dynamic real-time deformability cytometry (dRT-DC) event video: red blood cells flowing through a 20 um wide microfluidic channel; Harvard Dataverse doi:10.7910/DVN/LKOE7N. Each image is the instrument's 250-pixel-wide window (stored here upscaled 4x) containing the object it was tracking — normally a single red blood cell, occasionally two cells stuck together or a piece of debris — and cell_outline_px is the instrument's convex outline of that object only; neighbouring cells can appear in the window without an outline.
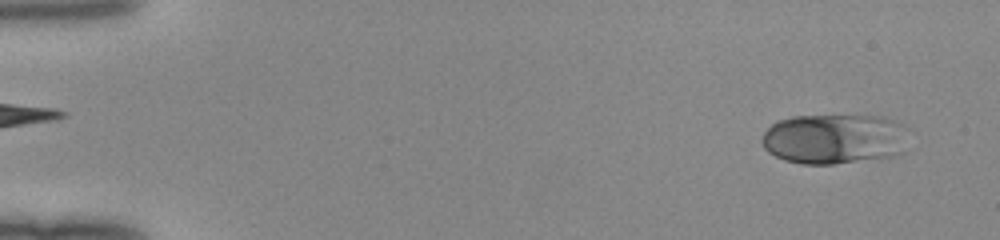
{"species": "human", "species_latin": "Homo sapiens", "temperature_condition": "room temperature", "stored_images_in_passage": 49, "camera_frame_rate_fps": 3000, "um_per_image_px": 0.085, "donor": {"sex": "female"}, "frame": {"image": 1, "passage_image": 3, "time_ms": 0.667, "image_size_px": [1000, 240], "cell_outline_px": [[908, 128], [904, 152], [896, 156], [832, 164], [800, 164], [784, 160], [768, 152], [764, 148], [760, 140], [764, 132], [772, 124], [780, 120], [792, 116], [884, 116], [904, 124]], "centroid_in_image_um": [70.95, 11.81], "position_along_channel_um": 14.1, "area_um2": 43.41}}
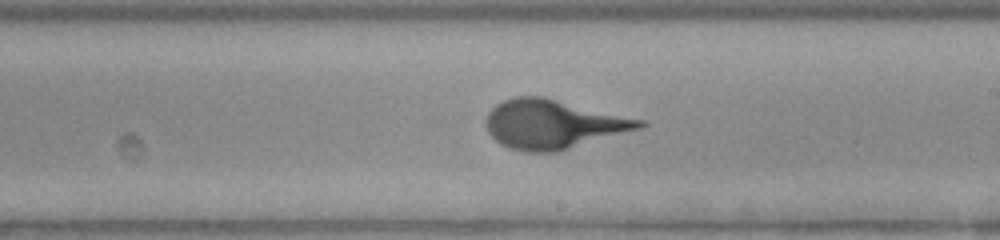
{"frame": {"image": 2, "passage_image": 29, "time_ms": 9.333, "image_size_px": [1000, 240], "cell_outline_px": [[648, 124], [640, 128], [556, 152], [524, 152], [500, 144], [488, 132], [484, 120], [488, 112], [496, 104], [504, 100], [516, 96], [544, 96], [648, 120]], "centroid_in_image_um": [47.03, 10.53], "position_along_channel_um": 242.0, "area_um2": 44.1}}
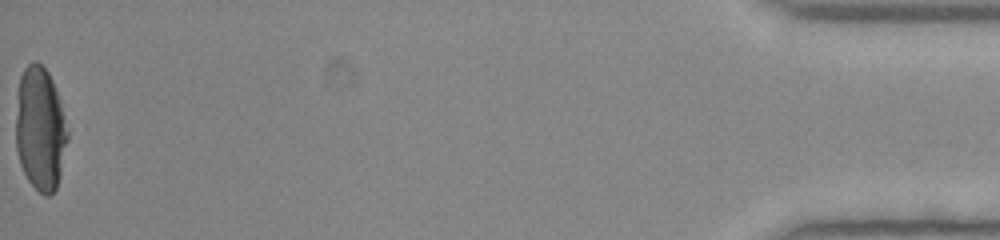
{"frame": {"image": 3, "passage_image": 49, "time_ms": 16.0, "image_size_px": [1000, 240], "cell_outline_px": [[68, 140], [60, 176], [56, 188], [48, 196], [44, 196], [28, 180], [20, 164], [16, 148], [16, 116], [20, 76], [24, 68], [28, 64], [36, 60], [48, 72], [52, 80], [60, 104], [68, 132]], "centroid_in_image_um": [3.41, 10.97], "position_along_channel_um": 431.8, "area_um2": 36.93}}